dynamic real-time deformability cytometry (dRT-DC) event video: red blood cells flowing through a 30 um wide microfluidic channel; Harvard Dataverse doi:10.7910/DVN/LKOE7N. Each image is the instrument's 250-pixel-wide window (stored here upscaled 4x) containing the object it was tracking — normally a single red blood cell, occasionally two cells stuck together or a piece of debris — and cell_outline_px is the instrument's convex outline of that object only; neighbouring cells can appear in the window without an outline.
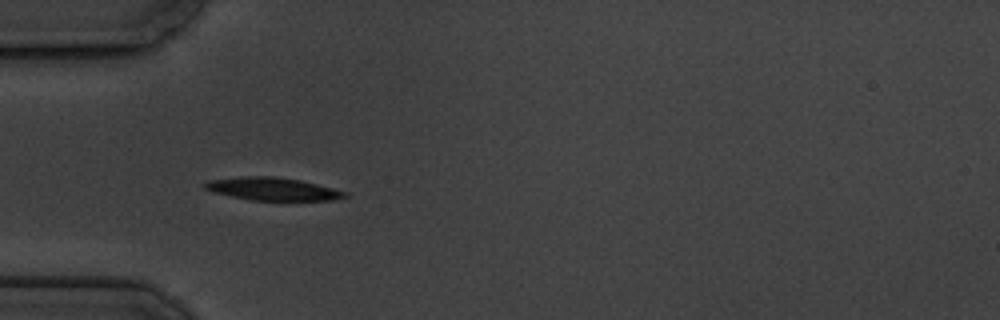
{"species": "common noctule bat (a hibernating species)", "species_latin": "Nyctalus noctula", "temperature_condition": "cold", "stored_images_in_passage": 2, "camera_frame_rate_fps": 3000, "um_per_image_px": 0.085, "animal": {"sex": "male", "body_mass_g": 19.5, "forearm_length_mm": 54.6}, "frame": {"image": 1, "passage_image": 2, "time_ms": 1.333, "image_size_px": [1000, 320], "cell_outline_px": [[348, 196], [332, 200], [252, 200], [212, 192], [204, 188], [204, 184], [208, 180], [240, 176], [272, 176], [300, 180], [348, 192]], "centroid_in_image_um": [23.15, 16.05], "position_along_channel_um": 61.9, "area_um2": 18.5}}